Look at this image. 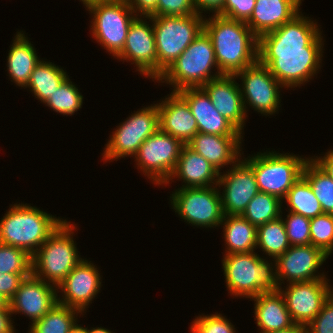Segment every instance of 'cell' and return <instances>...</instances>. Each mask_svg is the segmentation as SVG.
I'll use <instances>...</instances> for the list:
<instances>
[{
	"mask_svg": "<svg viewBox=\"0 0 333 333\" xmlns=\"http://www.w3.org/2000/svg\"><path fill=\"white\" fill-rule=\"evenodd\" d=\"M310 244L328 256L333 252V214L322 213L310 220Z\"/></svg>",
	"mask_w": 333,
	"mask_h": 333,
	"instance_id": "obj_37",
	"label": "cell"
},
{
	"mask_svg": "<svg viewBox=\"0 0 333 333\" xmlns=\"http://www.w3.org/2000/svg\"><path fill=\"white\" fill-rule=\"evenodd\" d=\"M256 0H225L218 14L237 21L247 22L254 10Z\"/></svg>",
	"mask_w": 333,
	"mask_h": 333,
	"instance_id": "obj_42",
	"label": "cell"
},
{
	"mask_svg": "<svg viewBox=\"0 0 333 333\" xmlns=\"http://www.w3.org/2000/svg\"><path fill=\"white\" fill-rule=\"evenodd\" d=\"M303 0H256L247 26L259 38L281 27L300 12Z\"/></svg>",
	"mask_w": 333,
	"mask_h": 333,
	"instance_id": "obj_24",
	"label": "cell"
},
{
	"mask_svg": "<svg viewBox=\"0 0 333 333\" xmlns=\"http://www.w3.org/2000/svg\"><path fill=\"white\" fill-rule=\"evenodd\" d=\"M203 30L210 37L222 74L235 75L258 61V37L246 22L213 14L204 18Z\"/></svg>",
	"mask_w": 333,
	"mask_h": 333,
	"instance_id": "obj_2",
	"label": "cell"
},
{
	"mask_svg": "<svg viewBox=\"0 0 333 333\" xmlns=\"http://www.w3.org/2000/svg\"><path fill=\"white\" fill-rule=\"evenodd\" d=\"M193 2L196 13L204 16L202 13L205 14L207 11L212 13V15L213 13L214 15H218L223 9L225 0H193Z\"/></svg>",
	"mask_w": 333,
	"mask_h": 333,
	"instance_id": "obj_45",
	"label": "cell"
},
{
	"mask_svg": "<svg viewBox=\"0 0 333 333\" xmlns=\"http://www.w3.org/2000/svg\"><path fill=\"white\" fill-rule=\"evenodd\" d=\"M84 315L80 310L57 303L40 320L29 327L28 333H69L78 321L77 316Z\"/></svg>",
	"mask_w": 333,
	"mask_h": 333,
	"instance_id": "obj_31",
	"label": "cell"
},
{
	"mask_svg": "<svg viewBox=\"0 0 333 333\" xmlns=\"http://www.w3.org/2000/svg\"><path fill=\"white\" fill-rule=\"evenodd\" d=\"M98 270L91 261L83 259L57 286V293L62 295H57V303L84 313L102 286Z\"/></svg>",
	"mask_w": 333,
	"mask_h": 333,
	"instance_id": "obj_18",
	"label": "cell"
},
{
	"mask_svg": "<svg viewBox=\"0 0 333 333\" xmlns=\"http://www.w3.org/2000/svg\"><path fill=\"white\" fill-rule=\"evenodd\" d=\"M24 278L20 274L0 273V295L9 302Z\"/></svg>",
	"mask_w": 333,
	"mask_h": 333,
	"instance_id": "obj_43",
	"label": "cell"
},
{
	"mask_svg": "<svg viewBox=\"0 0 333 333\" xmlns=\"http://www.w3.org/2000/svg\"><path fill=\"white\" fill-rule=\"evenodd\" d=\"M283 201L278 197L258 192L249 202L242 216L259 227L281 216Z\"/></svg>",
	"mask_w": 333,
	"mask_h": 333,
	"instance_id": "obj_34",
	"label": "cell"
},
{
	"mask_svg": "<svg viewBox=\"0 0 333 333\" xmlns=\"http://www.w3.org/2000/svg\"><path fill=\"white\" fill-rule=\"evenodd\" d=\"M282 214L281 212L279 218L257 227L256 249L260 248L262 252L274 260L284 254L291 246Z\"/></svg>",
	"mask_w": 333,
	"mask_h": 333,
	"instance_id": "obj_30",
	"label": "cell"
},
{
	"mask_svg": "<svg viewBox=\"0 0 333 333\" xmlns=\"http://www.w3.org/2000/svg\"><path fill=\"white\" fill-rule=\"evenodd\" d=\"M12 313L9 304L0 309V333H16L15 325H13Z\"/></svg>",
	"mask_w": 333,
	"mask_h": 333,
	"instance_id": "obj_46",
	"label": "cell"
},
{
	"mask_svg": "<svg viewBox=\"0 0 333 333\" xmlns=\"http://www.w3.org/2000/svg\"><path fill=\"white\" fill-rule=\"evenodd\" d=\"M188 104L196 119L198 132L220 136H242L230 121L213 106L210 97L202 87L186 88L177 92Z\"/></svg>",
	"mask_w": 333,
	"mask_h": 333,
	"instance_id": "obj_21",
	"label": "cell"
},
{
	"mask_svg": "<svg viewBox=\"0 0 333 333\" xmlns=\"http://www.w3.org/2000/svg\"><path fill=\"white\" fill-rule=\"evenodd\" d=\"M226 245L225 254L250 253L255 251L257 227L242 215H224L220 224Z\"/></svg>",
	"mask_w": 333,
	"mask_h": 333,
	"instance_id": "obj_28",
	"label": "cell"
},
{
	"mask_svg": "<svg viewBox=\"0 0 333 333\" xmlns=\"http://www.w3.org/2000/svg\"><path fill=\"white\" fill-rule=\"evenodd\" d=\"M235 75L223 74L202 86L217 111L241 133L245 126V112L241 89Z\"/></svg>",
	"mask_w": 333,
	"mask_h": 333,
	"instance_id": "obj_20",
	"label": "cell"
},
{
	"mask_svg": "<svg viewBox=\"0 0 333 333\" xmlns=\"http://www.w3.org/2000/svg\"><path fill=\"white\" fill-rule=\"evenodd\" d=\"M221 313L199 315L190 325L192 333H237L234 325Z\"/></svg>",
	"mask_w": 333,
	"mask_h": 333,
	"instance_id": "obj_39",
	"label": "cell"
},
{
	"mask_svg": "<svg viewBox=\"0 0 333 333\" xmlns=\"http://www.w3.org/2000/svg\"><path fill=\"white\" fill-rule=\"evenodd\" d=\"M143 18L145 20H143ZM149 19V22L146 21ZM151 17L137 16L131 23L125 45L115 57L121 61H130L144 78L157 81V52Z\"/></svg>",
	"mask_w": 333,
	"mask_h": 333,
	"instance_id": "obj_14",
	"label": "cell"
},
{
	"mask_svg": "<svg viewBox=\"0 0 333 333\" xmlns=\"http://www.w3.org/2000/svg\"><path fill=\"white\" fill-rule=\"evenodd\" d=\"M223 256L222 269L231 296L251 299L264 292L279 290L274 259L273 264L268 257H260L254 251Z\"/></svg>",
	"mask_w": 333,
	"mask_h": 333,
	"instance_id": "obj_4",
	"label": "cell"
},
{
	"mask_svg": "<svg viewBox=\"0 0 333 333\" xmlns=\"http://www.w3.org/2000/svg\"><path fill=\"white\" fill-rule=\"evenodd\" d=\"M333 179V150L327 151L324 156L311 157Z\"/></svg>",
	"mask_w": 333,
	"mask_h": 333,
	"instance_id": "obj_47",
	"label": "cell"
},
{
	"mask_svg": "<svg viewBox=\"0 0 333 333\" xmlns=\"http://www.w3.org/2000/svg\"><path fill=\"white\" fill-rule=\"evenodd\" d=\"M159 129L158 102L134 111L112 132L105 144L102 160L118 161L134 157L141 144Z\"/></svg>",
	"mask_w": 333,
	"mask_h": 333,
	"instance_id": "obj_10",
	"label": "cell"
},
{
	"mask_svg": "<svg viewBox=\"0 0 333 333\" xmlns=\"http://www.w3.org/2000/svg\"><path fill=\"white\" fill-rule=\"evenodd\" d=\"M167 96L158 103L159 128L187 145L198 133L196 119L187 102L177 92Z\"/></svg>",
	"mask_w": 333,
	"mask_h": 333,
	"instance_id": "obj_22",
	"label": "cell"
},
{
	"mask_svg": "<svg viewBox=\"0 0 333 333\" xmlns=\"http://www.w3.org/2000/svg\"><path fill=\"white\" fill-rule=\"evenodd\" d=\"M220 194L217 186L177 188L170 194V205L184 222L202 228H216L224 217Z\"/></svg>",
	"mask_w": 333,
	"mask_h": 333,
	"instance_id": "obj_11",
	"label": "cell"
},
{
	"mask_svg": "<svg viewBox=\"0 0 333 333\" xmlns=\"http://www.w3.org/2000/svg\"><path fill=\"white\" fill-rule=\"evenodd\" d=\"M69 333H88V327H82L76 322Z\"/></svg>",
	"mask_w": 333,
	"mask_h": 333,
	"instance_id": "obj_49",
	"label": "cell"
},
{
	"mask_svg": "<svg viewBox=\"0 0 333 333\" xmlns=\"http://www.w3.org/2000/svg\"><path fill=\"white\" fill-rule=\"evenodd\" d=\"M214 67L216 74L211 71ZM221 75L210 37L202 30L156 82L169 84L173 87L172 92H178L186 88L202 87Z\"/></svg>",
	"mask_w": 333,
	"mask_h": 333,
	"instance_id": "obj_5",
	"label": "cell"
},
{
	"mask_svg": "<svg viewBox=\"0 0 333 333\" xmlns=\"http://www.w3.org/2000/svg\"><path fill=\"white\" fill-rule=\"evenodd\" d=\"M67 77L68 74L62 67L41 59L25 88L31 89L33 96L45 103Z\"/></svg>",
	"mask_w": 333,
	"mask_h": 333,
	"instance_id": "obj_29",
	"label": "cell"
},
{
	"mask_svg": "<svg viewBox=\"0 0 333 333\" xmlns=\"http://www.w3.org/2000/svg\"><path fill=\"white\" fill-rule=\"evenodd\" d=\"M244 159L254 171L259 192L283 201L293 184L302 176V169L309 158L266 150Z\"/></svg>",
	"mask_w": 333,
	"mask_h": 333,
	"instance_id": "obj_8",
	"label": "cell"
},
{
	"mask_svg": "<svg viewBox=\"0 0 333 333\" xmlns=\"http://www.w3.org/2000/svg\"><path fill=\"white\" fill-rule=\"evenodd\" d=\"M204 17L197 13L151 17L157 52V80L202 32Z\"/></svg>",
	"mask_w": 333,
	"mask_h": 333,
	"instance_id": "obj_7",
	"label": "cell"
},
{
	"mask_svg": "<svg viewBox=\"0 0 333 333\" xmlns=\"http://www.w3.org/2000/svg\"><path fill=\"white\" fill-rule=\"evenodd\" d=\"M282 218L286 227L287 238L291 246L310 244V220L300 214L288 212Z\"/></svg>",
	"mask_w": 333,
	"mask_h": 333,
	"instance_id": "obj_38",
	"label": "cell"
},
{
	"mask_svg": "<svg viewBox=\"0 0 333 333\" xmlns=\"http://www.w3.org/2000/svg\"><path fill=\"white\" fill-rule=\"evenodd\" d=\"M185 144L160 128L149 136L134 156L137 169L153 184L164 185L176 168Z\"/></svg>",
	"mask_w": 333,
	"mask_h": 333,
	"instance_id": "obj_12",
	"label": "cell"
},
{
	"mask_svg": "<svg viewBox=\"0 0 333 333\" xmlns=\"http://www.w3.org/2000/svg\"><path fill=\"white\" fill-rule=\"evenodd\" d=\"M299 12L258 38V61L284 86L305 85L319 73L324 40L319 24Z\"/></svg>",
	"mask_w": 333,
	"mask_h": 333,
	"instance_id": "obj_1",
	"label": "cell"
},
{
	"mask_svg": "<svg viewBox=\"0 0 333 333\" xmlns=\"http://www.w3.org/2000/svg\"><path fill=\"white\" fill-rule=\"evenodd\" d=\"M235 76L242 82L239 86L246 114L247 104L265 116H272L278 112L281 107L279 88L282 89L284 86L266 66L257 61L252 66L237 72Z\"/></svg>",
	"mask_w": 333,
	"mask_h": 333,
	"instance_id": "obj_13",
	"label": "cell"
},
{
	"mask_svg": "<svg viewBox=\"0 0 333 333\" xmlns=\"http://www.w3.org/2000/svg\"><path fill=\"white\" fill-rule=\"evenodd\" d=\"M126 1L137 16L150 17L156 12L158 0H126Z\"/></svg>",
	"mask_w": 333,
	"mask_h": 333,
	"instance_id": "obj_44",
	"label": "cell"
},
{
	"mask_svg": "<svg viewBox=\"0 0 333 333\" xmlns=\"http://www.w3.org/2000/svg\"><path fill=\"white\" fill-rule=\"evenodd\" d=\"M0 273L20 274L26 278L32 274V256L26 251L0 243Z\"/></svg>",
	"mask_w": 333,
	"mask_h": 333,
	"instance_id": "obj_36",
	"label": "cell"
},
{
	"mask_svg": "<svg viewBox=\"0 0 333 333\" xmlns=\"http://www.w3.org/2000/svg\"><path fill=\"white\" fill-rule=\"evenodd\" d=\"M76 224L66 219L32 256V274L46 283L58 286L83 258L73 236Z\"/></svg>",
	"mask_w": 333,
	"mask_h": 333,
	"instance_id": "obj_6",
	"label": "cell"
},
{
	"mask_svg": "<svg viewBox=\"0 0 333 333\" xmlns=\"http://www.w3.org/2000/svg\"><path fill=\"white\" fill-rule=\"evenodd\" d=\"M88 333H115V332L110 331L101 326V327H95V328L93 327V328L88 329Z\"/></svg>",
	"mask_w": 333,
	"mask_h": 333,
	"instance_id": "obj_50",
	"label": "cell"
},
{
	"mask_svg": "<svg viewBox=\"0 0 333 333\" xmlns=\"http://www.w3.org/2000/svg\"><path fill=\"white\" fill-rule=\"evenodd\" d=\"M24 31H17L7 56V70L11 81L25 89L34 68L41 62L34 45Z\"/></svg>",
	"mask_w": 333,
	"mask_h": 333,
	"instance_id": "obj_27",
	"label": "cell"
},
{
	"mask_svg": "<svg viewBox=\"0 0 333 333\" xmlns=\"http://www.w3.org/2000/svg\"><path fill=\"white\" fill-rule=\"evenodd\" d=\"M85 9L92 15V37L115 58L122 51L128 29L137 15L126 0H100Z\"/></svg>",
	"mask_w": 333,
	"mask_h": 333,
	"instance_id": "obj_9",
	"label": "cell"
},
{
	"mask_svg": "<svg viewBox=\"0 0 333 333\" xmlns=\"http://www.w3.org/2000/svg\"><path fill=\"white\" fill-rule=\"evenodd\" d=\"M250 300L255 302L254 319L260 333L284 330L295 324L279 290L261 293Z\"/></svg>",
	"mask_w": 333,
	"mask_h": 333,
	"instance_id": "obj_26",
	"label": "cell"
},
{
	"mask_svg": "<svg viewBox=\"0 0 333 333\" xmlns=\"http://www.w3.org/2000/svg\"><path fill=\"white\" fill-rule=\"evenodd\" d=\"M9 302H7L1 295H0V309H4Z\"/></svg>",
	"mask_w": 333,
	"mask_h": 333,
	"instance_id": "obj_51",
	"label": "cell"
},
{
	"mask_svg": "<svg viewBox=\"0 0 333 333\" xmlns=\"http://www.w3.org/2000/svg\"><path fill=\"white\" fill-rule=\"evenodd\" d=\"M270 333H307V328L305 325L301 324H294L292 327L284 329V330H279V331H274Z\"/></svg>",
	"mask_w": 333,
	"mask_h": 333,
	"instance_id": "obj_48",
	"label": "cell"
},
{
	"mask_svg": "<svg viewBox=\"0 0 333 333\" xmlns=\"http://www.w3.org/2000/svg\"><path fill=\"white\" fill-rule=\"evenodd\" d=\"M63 221L27 203L12 204L0 220V243L33 256Z\"/></svg>",
	"mask_w": 333,
	"mask_h": 333,
	"instance_id": "obj_3",
	"label": "cell"
},
{
	"mask_svg": "<svg viewBox=\"0 0 333 333\" xmlns=\"http://www.w3.org/2000/svg\"><path fill=\"white\" fill-rule=\"evenodd\" d=\"M306 328L307 333H333V293L323 303L319 314Z\"/></svg>",
	"mask_w": 333,
	"mask_h": 333,
	"instance_id": "obj_41",
	"label": "cell"
},
{
	"mask_svg": "<svg viewBox=\"0 0 333 333\" xmlns=\"http://www.w3.org/2000/svg\"><path fill=\"white\" fill-rule=\"evenodd\" d=\"M302 176L309 182L323 212L333 214V179L311 157L304 164Z\"/></svg>",
	"mask_w": 333,
	"mask_h": 333,
	"instance_id": "obj_33",
	"label": "cell"
},
{
	"mask_svg": "<svg viewBox=\"0 0 333 333\" xmlns=\"http://www.w3.org/2000/svg\"><path fill=\"white\" fill-rule=\"evenodd\" d=\"M328 255L320 248L309 245L290 246L276 261V278L281 283H297L317 279H327L326 274L318 273ZM282 281V282H281Z\"/></svg>",
	"mask_w": 333,
	"mask_h": 333,
	"instance_id": "obj_17",
	"label": "cell"
},
{
	"mask_svg": "<svg viewBox=\"0 0 333 333\" xmlns=\"http://www.w3.org/2000/svg\"><path fill=\"white\" fill-rule=\"evenodd\" d=\"M57 287L33 274L24 278L14 297L9 301L12 314H23L32 321L40 320L57 304Z\"/></svg>",
	"mask_w": 333,
	"mask_h": 333,
	"instance_id": "obj_19",
	"label": "cell"
},
{
	"mask_svg": "<svg viewBox=\"0 0 333 333\" xmlns=\"http://www.w3.org/2000/svg\"><path fill=\"white\" fill-rule=\"evenodd\" d=\"M328 281L329 279H317L290 283L287 287L283 286V289L279 287L295 324L307 326L319 314L323 303L333 293V287H330Z\"/></svg>",
	"mask_w": 333,
	"mask_h": 333,
	"instance_id": "obj_15",
	"label": "cell"
},
{
	"mask_svg": "<svg viewBox=\"0 0 333 333\" xmlns=\"http://www.w3.org/2000/svg\"><path fill=\"white\" fill-rule=\"evenodd\" d=\"M284 200L288 203L289 212L300 214L309 219L324 213L309 182L303 176L299 177L293 184Z\"/></svg>",
	"mask_w": 333,
	"mask_h": 333,
	"instance_id": "obj_32",
	"label": "cell"
},
{
	"mask_svg": "<svg viewBox=\"0 0 333 333\" xmlns=\"http://www.w3.org/2000/svg\"><path fill=\"white\" fill-rule=\"evenodd\" d=\"M196 14L193 0H158L156 12L150 17L156 16H189Z\"/></svg>",
	"mask_w": 333,
	"mask_h": 333,
	"instance_id": "obj_40",
	"label": "cell"
},
{
	"mask_svg": "<svg viewBox=\"0 0 333 333\" xmlns=\"http://www.w3.org/2000/svg\"><path fill=\"white\" fill-rule=\"evenodd\" d=\"M220 172L216 170L203 156L197 154L187 145L182 148L176 168L165 187L172 179L185 183L179 188L217 186Z\"/></svg>",
	"mask_w": 333,
	"mask_h": 333,
	"instance_id": "obj_25",
	"label": "cell"
},
{
	"mask_svg": "<svg viewBox=\"0 0 333 333\" xmlns=\"http://www.w3.org/2000/svg\"><path fill=\"white\" fill-rule=\"evenodd\" d=\"M83 101V95L68 76L44 104L57 113L72 116L82 108Z\"/></svg>",
	"mask_w": 333,
	"mask_h": 333,
	"instance_id": "obj_35",
	"label": "cell"
},
{
	"mask_svg": "<svg viewBox=\"0 0 333 333\" xmlns=\"http://www.w3.org/2000/svg\"><path fill=\"white\" fill-rule=\"evenodd\" d=\"M241 159L240 157L228 171L220 172L219 175L217 186L223 188L220 196L224 215H242L251 199L259 192L251 165L244 158Z\"/></svg>",
	"mask_w": 333,
	"mask_h": 333,
	"instance_id": "obj_16",
	"label": "cell"
},
{
	"mask_svg": "<svg viewBox=\"0 0 333 333\" xmlns=\"http://www.w3.org/2000/svg\"><path fill=\"white\" fill-rule=\"evenodd\" d=\"M243 136H220L198 132L187 146L203 156L219 172L242 157Z\"/></svg>",
	"mask_w": 333,
	"mask_h": 333,
	"instance_id": "obj_23",
	"label": "cell"
}]
</instances>
